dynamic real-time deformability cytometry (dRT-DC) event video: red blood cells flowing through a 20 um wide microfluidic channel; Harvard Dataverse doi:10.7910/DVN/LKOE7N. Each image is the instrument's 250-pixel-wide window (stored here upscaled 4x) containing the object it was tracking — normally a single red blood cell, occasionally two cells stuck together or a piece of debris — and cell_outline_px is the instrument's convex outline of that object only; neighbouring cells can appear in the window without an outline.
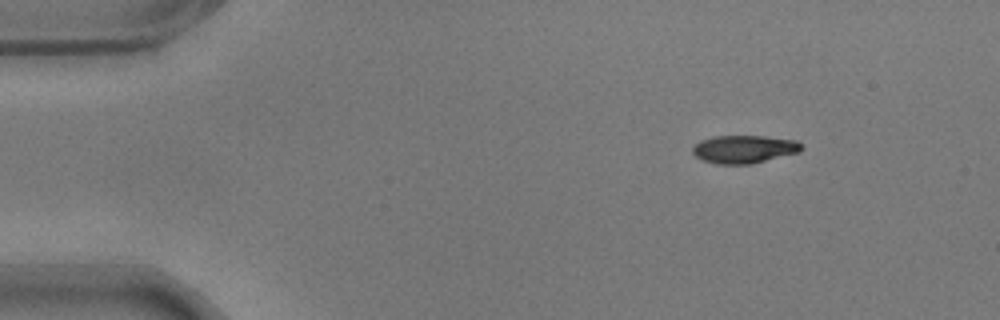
{"species": "common noctule bat (a hibernating species)", "species_latin": "Nyctalus noctula", "temperature_condition": "warm", "stored_images_in_passage": 57, "camera_frame_rate_fps": 3000, "um_per_image_px": 0.085, "animal": {"sex": "male", "body_mass_g": 17.9}, "frame": {"image": 1, "passage_image": 8, "time_ms": 2.333, "image_size_px": [1000, 320], "cell_outline_px": [[800, 152], [752, 164], [716, 164], [700, 160], [692, 152], [692, 148], [700, 140], [712, 136], [764, 136], [796, 140], [800, 144]], "centroid_in_image_um": [63.21, 12.68], "position_along_channel_um": 21.8, "area_um2": 17.8}}
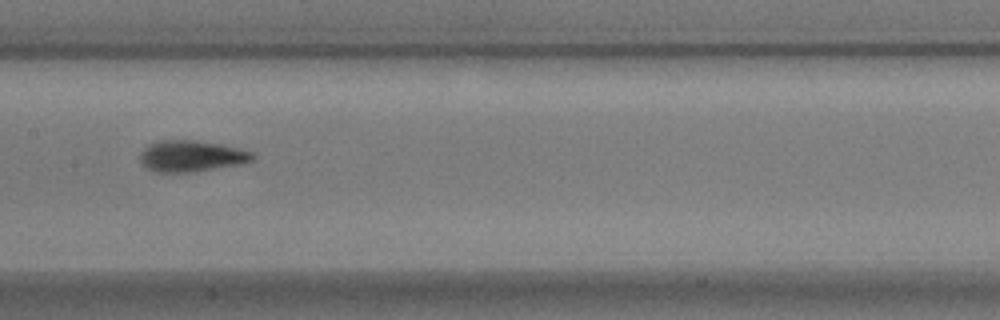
{"frame": {"image": 2, "passage_image": 29, "time_ms": 9.333, "image_size_px": [1000, 320], "cell_outline_px": [[256, 160], [244, 164], [188, 172], [156, 172], [148, 168], [140, 160], [140, 152], [148, 144], [160, 140], [196, 140], [220, 144], [240, 148], [252, 152], [256, 156]], "centroid_in_image_um": [16.32, 13.26], "position_along_channel_um": 191.1, "area_um2": 20.63}}
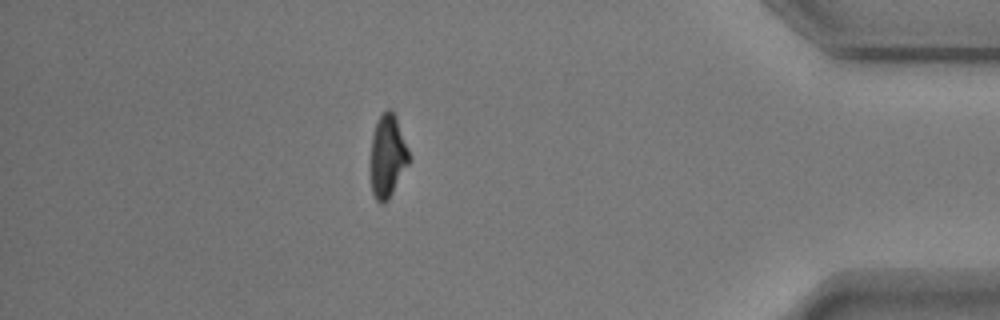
{"frame": {"image": 3, "passage_image": 50, "time_ms": 16.333, "image_size_px": [1000, 320], "cell_outline_px": [[412, 160], [388, 200], [384, 204], [380, 204], [376, 200], [372, 192], [368, 168], [372, 136], [376, 124], [380, 116], [388, 108], [392, 108], [396, 116], [408, 148]], "centroid_in_image_um": [32.93, 13.31], "position_along_channel_um": 402.3, "area_um2": 19.31}, "authors_computed_cell_mechanics": {"area_um2": 19.074, "velocity_mm_per_s": 3.5944, "shape_relaxation_time_tau1_ms": 2.2529, "shape_relaxation_time_tau2_ms": 1.6038, "deformation_change_tau1": 0.1538, "deformation_change_tau2": 0.0628}}